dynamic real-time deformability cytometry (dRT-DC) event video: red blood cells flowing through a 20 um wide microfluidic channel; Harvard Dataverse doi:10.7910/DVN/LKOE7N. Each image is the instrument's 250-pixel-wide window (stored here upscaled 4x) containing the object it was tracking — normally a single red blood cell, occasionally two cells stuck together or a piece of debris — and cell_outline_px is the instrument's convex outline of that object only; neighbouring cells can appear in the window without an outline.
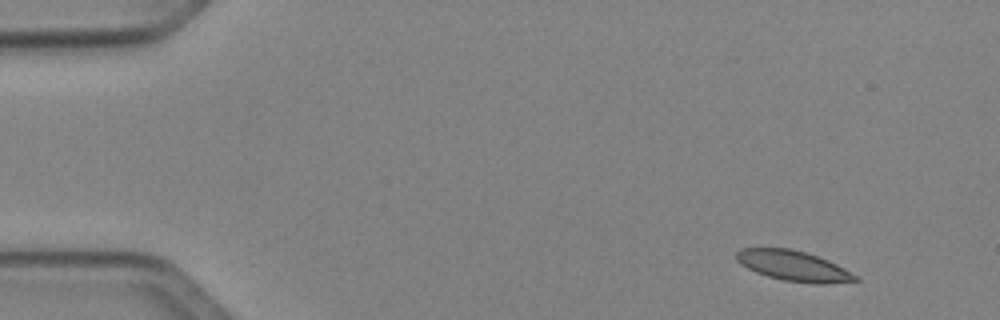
{"species": "Egyptian fruit bat (a non-hibernating species)", "species_latin": "Rousettus aegyptiacus", "temperature_condition": "cold", "stored_images_in_passage": 5, "camera_frame_rate_fps": 3000, "um_per_image_px": 0.085, "animal": {"sex": "female"}, "frame": {"image": 1, "passage_image": 1, "time_ms": 0.0, "image_size_px": [1000, 320], "cell_outline_px": [[860, 280], [824, 284], [812, 284], [784, 280], [768, 276], [756, 272], [740, 264], [736, 260], [736, 252], [740, 248], [788, 248], [804, 252], [828, 260], [860, 276]], "centroid_in_image_um": [67.46, 22.6], "position_along_channel_um": 17.5, "area_um2": 20.98}}
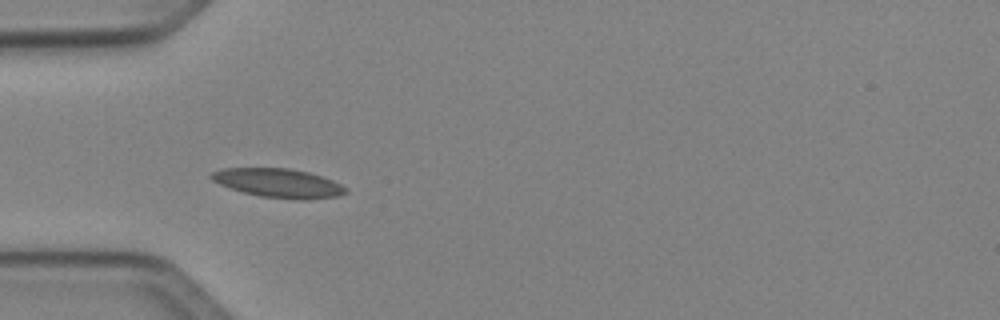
{"frame": {"image": 2, "passage_image": 4, "time_ms": 3.667, "image_size_px": [1000, 320], "cell_outline_px": [[348, 192], [340, 196], [308, 200], [300, 200], [260, 196], [244, 192], [220, 184], [212, 180], [208, 176], [212, 172], [224, 168], [288, 168], [308, 172], [332, 180], [348, 188]], "centroid_in_image_um": [23.7, 15.57], "position_along_channel_um": 61.3, "area_um2": 22.66}}
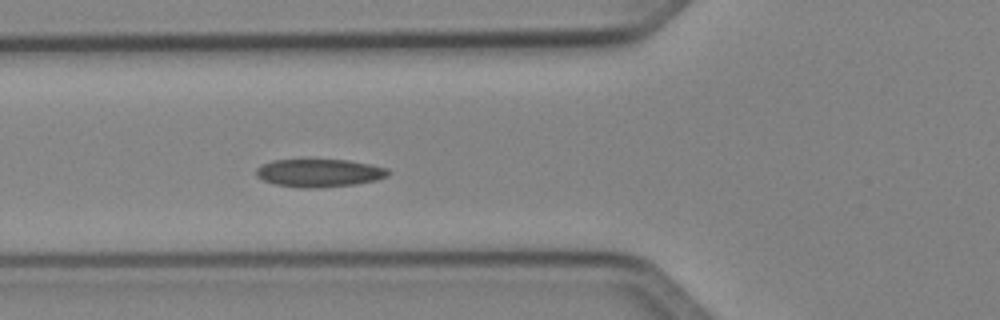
{"frame": {"image": 3, "passage_image": 5, "time_ms": 4.667, "image_size_px": [1000, 320], "cell_outline_px": [[392, 172], [388, 176], [376, 180], [356, 184], [316, 188], [300, 188], [276, 184], [264, 180], [256, 176], [256, 168], [260, 164], [272, 160], [308, 156], [348, 160], [372, 164], [388, 168]], "centroid_in_image_um": [27.12, 14.64], "position_along_channel_um": 98.7, "area_um2": 22.77}}